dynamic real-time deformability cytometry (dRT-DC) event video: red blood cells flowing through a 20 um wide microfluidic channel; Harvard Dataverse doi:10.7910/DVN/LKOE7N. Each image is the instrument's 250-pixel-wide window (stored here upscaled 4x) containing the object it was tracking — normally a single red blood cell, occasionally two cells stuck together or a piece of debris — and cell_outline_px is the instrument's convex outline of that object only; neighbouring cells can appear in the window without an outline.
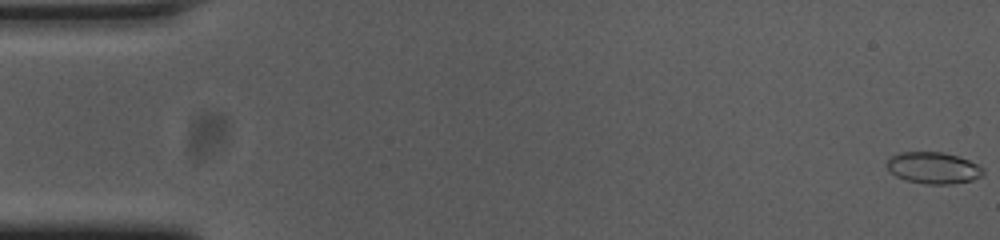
{"species": "common noctule bat (a hibernating species)", "species_latin": "Nyctalus noctula", "temperature_condition": "cold", "stored_images_in_passage": 55, "camera_frame_rate_fps": 3000, "um_per_image_px": 0.085, "animal": {"sex": "female", "body_mass_g": 23.0, "forearm_length_mm": 53.4}, "frame": {"image": 1, "passage_image": 1, "time_ms": 0.0, "image_size_px": [1000, 240], "cell_outline_px": [[984, 172], [980, 176], [972, 180], [948, 184], [924, 184], [904, 180], [896, 176], [884, 164], [892, 156], [900, 152], [944, 152], [960, 156], [984, 168]], "centroid_in_image_um": [79.32, 14.26], "position_along_channel_um": 5.7, "area_um2": 17.74}}
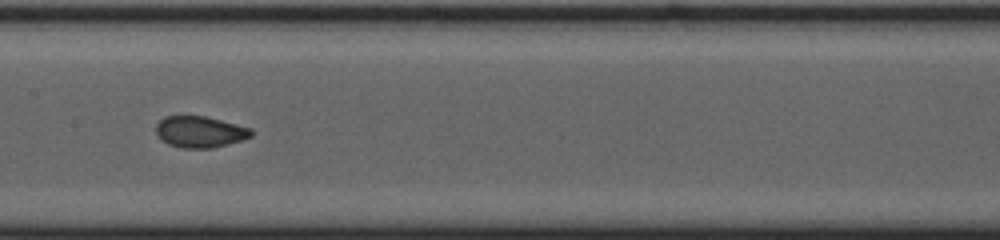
{"frame": {"image": 2, "passage_image": 28, "time_ms": 9.0, "image_size_px": [1000, 240], "cell_outline_px": [[252, 136], [228, 144], [212, 148], [180, 148], [168, 144], [156, 132], [156, 124], [164, 116], [204, 116], [252, 128]], "centroid_in_image_um": [16.99, 11.2], "position_along_channel_um": 190.4, "area_um2": 17.22}}
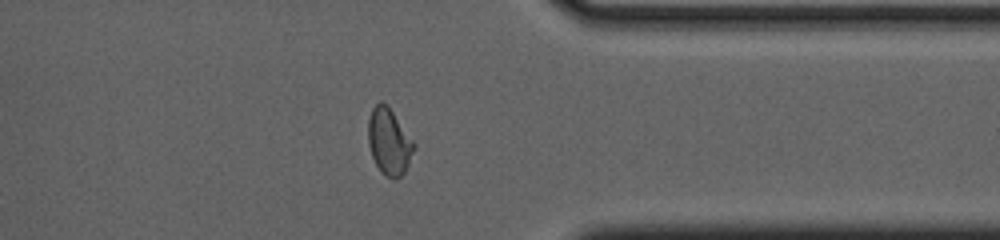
{"frame": {"image": 3, "passage_image": 44, "time_ms": 14.333, "image_size_px": [1000, 240], "cell_outline_px": [[416, 148], [404, 172], [400, 176], [392, 180], [384, 176], [380, 172], [372, 156], [368, 144], [368, 120], [372, 108], [380, 100], [388, 104], [416, 144]], "centroid_in_image_um": [33.07, 12.03], "position_along_channel_um": 378.3, "area_um2": 18.03}, "authors_computed_cell_mechanics": {"area_um2": 17.7446, "velocity_mm_per_s": 3.689, "shape_relaxation_time_tau1_ms": 5.558, "shape_relaxation_time_tau2_ms": 0.9994, "deformation_change_tau1": 0.139, "deformation_change_tau2": 0.0475}}